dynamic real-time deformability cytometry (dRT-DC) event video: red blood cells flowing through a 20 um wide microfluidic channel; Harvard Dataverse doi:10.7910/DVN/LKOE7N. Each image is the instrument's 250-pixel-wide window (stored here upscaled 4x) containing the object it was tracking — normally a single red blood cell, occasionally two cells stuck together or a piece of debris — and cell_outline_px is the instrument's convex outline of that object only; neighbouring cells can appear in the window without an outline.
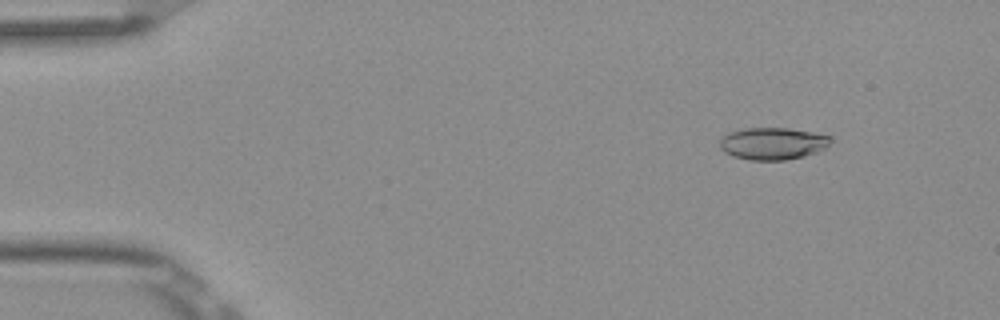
{"species": "Egyptian fruit bat (a non-hibernating species)", "species_latin": "Rousettus aegyptiacus", "temperature_condition": "room temperature", "stored_images_in_passage": 4, "camera_frame_rate_fps": 3000, "um_per_image_px": 0.085, "frame": {"image": 1, "passage_image": 2, "time_ms": 0.333, "image_size_px": [1000, 320], "cell_outline_px": [[832, 140], [828, 148], [804, 156], [784, 160], [748, 160], [732, 156], [724, 152], [720, 148], [720, 140], [728, 132], [744, 128], [788, 128], [812, 132], [832, 136]], "centroid_in_image_um": [65.7, 12.2], "position_along_channel_um": 19.3, "area_um2": 20.98}}